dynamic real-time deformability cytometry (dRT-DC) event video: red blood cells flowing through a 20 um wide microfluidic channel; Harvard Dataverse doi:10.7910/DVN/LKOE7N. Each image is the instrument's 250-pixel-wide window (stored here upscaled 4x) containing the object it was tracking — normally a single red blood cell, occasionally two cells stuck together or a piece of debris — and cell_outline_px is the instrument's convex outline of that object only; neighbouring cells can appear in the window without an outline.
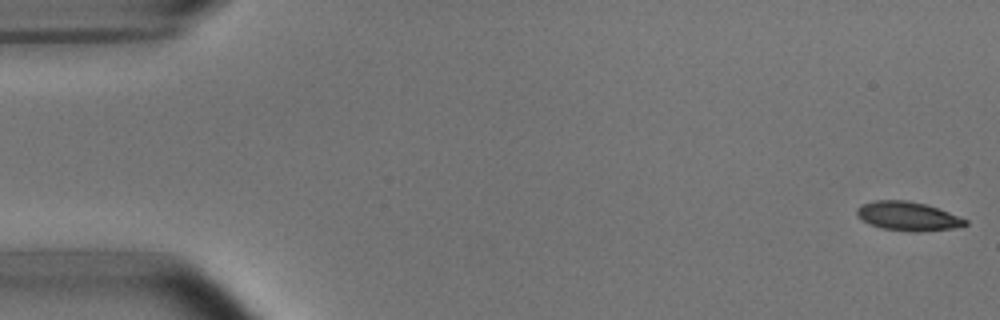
{"species": "common noctule bat (a hibernating species)", "species_latin": "Nyctalus noctula", "temperature_condition": "room temperature", "stored_images_in_passage": 14, "camera_frame_rate_fps": 3000, "um_per_image_px": 0.085, "animal": {"sex": "male", "body_mass_g": 15.6}, "frame": {"image": 1, "passage_image": 1, "time_ms": 0.0, "image_size_px": [1000, 320], "cell_outline_px": [[968, 224], [952, 228], [916, 232], [880, 228], [864, 220], [856, 212], [856, 208], [860, 204], [876, 200], [904, 200], [924, 204], [948, 212], [968, 220]], "centroid_in_image_um": [77.15, 18.37], "position_along_channel_um": 7.8, "area_um2": 17.92}}
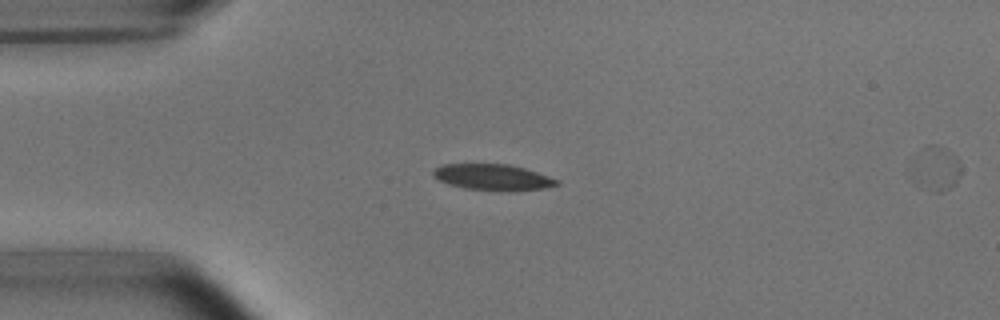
{"frame": {"image": 2, "passage_image": 13, "time_ms": 4.0, "image_size_px": [1000, 320], "cell_outline_px": [[560, 184], [544, 188], [512, 192], [464, 188], [448, 184], [432, 176], [432, 168], [444, 164], [508, 164], [524, 168], [560, 180]], "centroid_in_image_um": [41.88, 15.07], "position_along_channel_um": 43.1, "area_um2": 18.96}}